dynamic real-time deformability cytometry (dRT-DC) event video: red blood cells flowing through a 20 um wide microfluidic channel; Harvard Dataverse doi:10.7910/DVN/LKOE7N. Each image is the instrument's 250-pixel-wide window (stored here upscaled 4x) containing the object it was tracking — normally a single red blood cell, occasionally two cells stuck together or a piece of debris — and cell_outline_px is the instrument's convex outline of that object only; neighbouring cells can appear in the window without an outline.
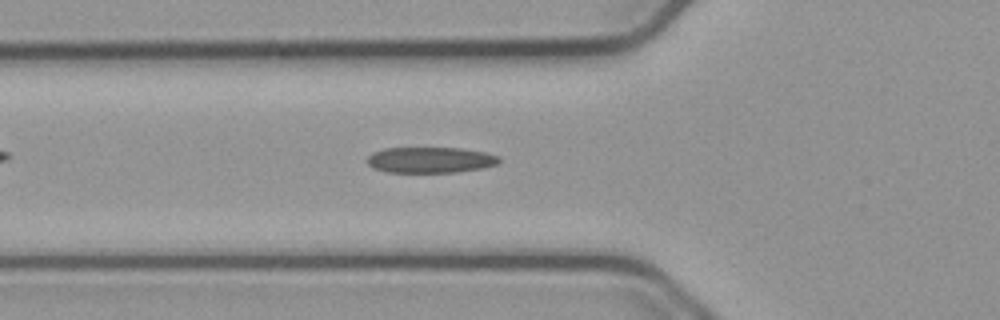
{"species": "common noctule bat (a hibernating species)", "species_latin": "Nyctalus noctula", "temperature_condition": "cold", "stored_images_in_passage": 41, "camera_frame_rate_fps": 3000, "um_per_image_px": 0.085, "animal": {"sex": "male", "body_mass_g": 23.1, "forearm_length_mm": 52.7}, "frame": {"image": 1, "passage_image": 11, "time_ms": 3.333, "image_size_px": [1000, 320], "cell_outline_px": [[500, 160], [496, 164], [484, 168], [456, 172], [388, 172], [372, 168], [368, 164], [368, 156], [372, 152], [384, 148], [460, 148], [488, 152], [500, 156]], "centroid_in_image_um": [36.6, 13.59], "position_along_channel_um": 89.2, "area_um2": 20.0}}
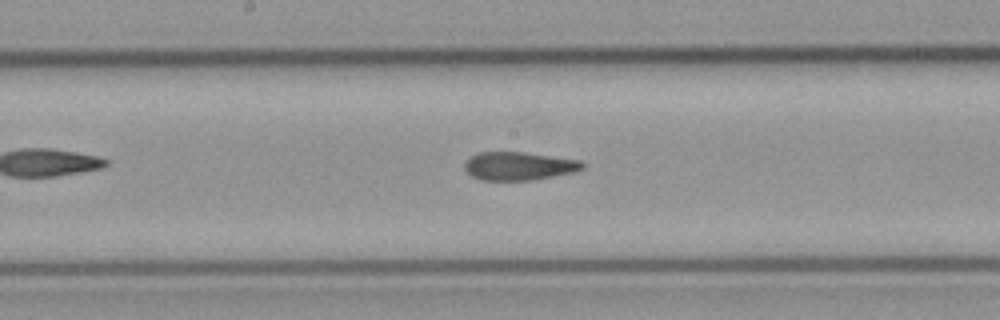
{"frame": {"image": 2, "passage_image": 20, "time_ms": 6.333, "image_size_px": [1000, 320], "cell_outline_px": [[584, 168], [572, 172], [532, 180], [480, 180], [472, 176], [464, 168], [464, 164], [472, 156], [480, 152], [524, 152], [580, 160], [584, 164]], "centroid_in_image_um": [44.09, 14.11], "position_along_channel_um": 204.1, "area_um2": 19.19}}
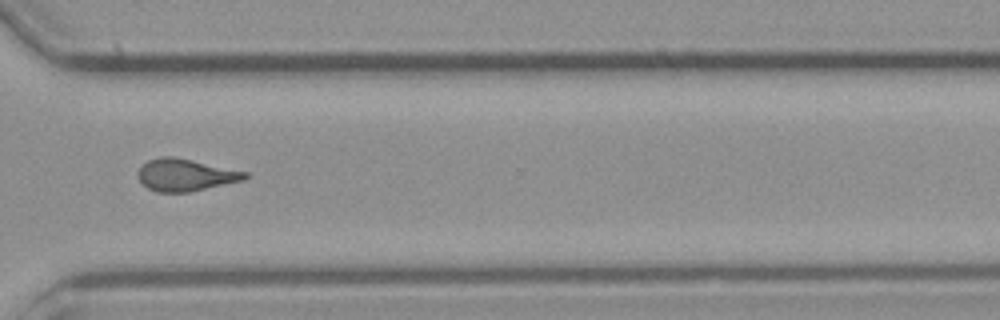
{"frame": {"image": 3, "passage_image": 32, "time_ms": 10.333, "image_size_px": [1000, 320], "cell_outline_px": [[248, 176], [244, 180], [188, 192], [156, 192], [148, 188], [136, 176], [136, 172], [148, 160], [160, 156], [172, 156], [248, 172]], "centroid_in_image_um": [15.73, 14.87], "position_along_channel_um": 354.9, "area_um2": 19.88}}